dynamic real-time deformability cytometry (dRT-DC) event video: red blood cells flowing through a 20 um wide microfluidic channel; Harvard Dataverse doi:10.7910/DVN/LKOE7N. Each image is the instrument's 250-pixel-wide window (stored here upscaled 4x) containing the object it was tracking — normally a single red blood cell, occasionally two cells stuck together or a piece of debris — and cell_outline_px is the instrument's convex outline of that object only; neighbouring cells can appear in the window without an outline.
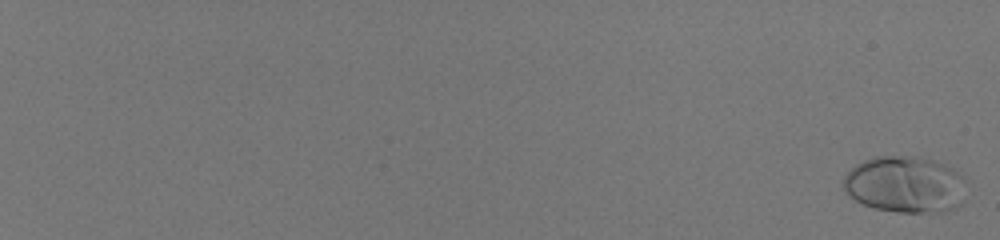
{"species": "human", "species_latin": "Homo sapiens", "temperature_condition": "room temperature", "stored_images_in_passage": 60, "camera_frame_rate_fps": 3000, "um_per_image_px": 0.085, "donor": {"sex": "male"}, "frame": {"image": 1, "passage_image": 2, "time_ms": 0.333, "image_size_px": [1000, 240], "cell_outline_px": [[964, 200], [956, 208], [944, 212], [900, 212], [876, 208], [864, 204], [856, 200], [844, 192], [840, 180], [856, 164], [864, 160], [876, 156], [912, 156], [932, 160], [944, 164], [952, 168], [964, 176]], "centroid_in_image_um": [76.92, 15.68], "position_along_channel_um": 8.1, "area_um2": 40.81}}
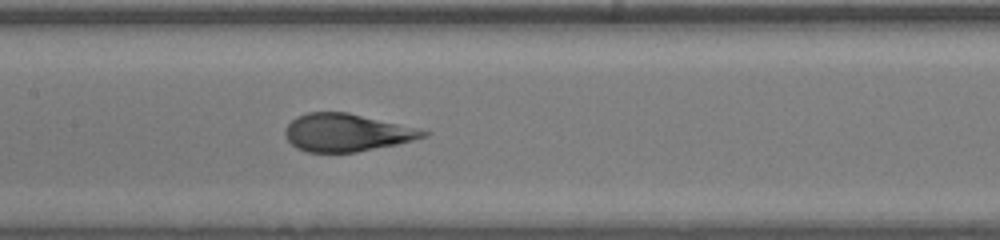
{"frame": {"image": 2, "passage_image": 37, "time_ms": 12.0, "image_size_px": [1000, 240], "cell_outline_px": [[428, 136], [396, 144], [356, 152], [308, 152], [296, 148], [288, 140], [284, 132], [284, 128], [296, 116], [308, 112], [348, 112], [428, 132]], "centroid_in_image_um": [29.37, 11.27], "position_along_channel_um": 178.0, "area_um2": 29.77}}
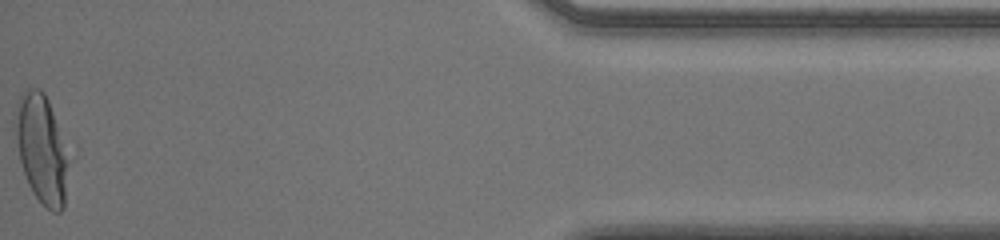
{"frame": {"image": 3, "passage_image": 60, "time_ms": 19.667, "image_size_px": [1000, 240], "cell_outline_px": [[68, 164], [64, 208], [60, 212], [52, 212], [32, 192], [28, 184], [20, 160], [16, 136], [16, 108], [20, 96], [24, 88], [40, 88], [44, 92], [48, 100], [52, 112]], "centroid_in_image_um": [3.51, 12.67], "position_along_channel_um": 431.7, "area_um2": 32.37}, "authors_computed_cell_mechanics": {"area_um2": 32.1368, "velocity_mm_per_s": 4.0314, "shape_relaxation_time_tau1_ms": 5.4673, "shape_relaxation_time_tau2_ms": null, "deformation_change_tau1": 0.212, "deformation_change_tau2": null}}